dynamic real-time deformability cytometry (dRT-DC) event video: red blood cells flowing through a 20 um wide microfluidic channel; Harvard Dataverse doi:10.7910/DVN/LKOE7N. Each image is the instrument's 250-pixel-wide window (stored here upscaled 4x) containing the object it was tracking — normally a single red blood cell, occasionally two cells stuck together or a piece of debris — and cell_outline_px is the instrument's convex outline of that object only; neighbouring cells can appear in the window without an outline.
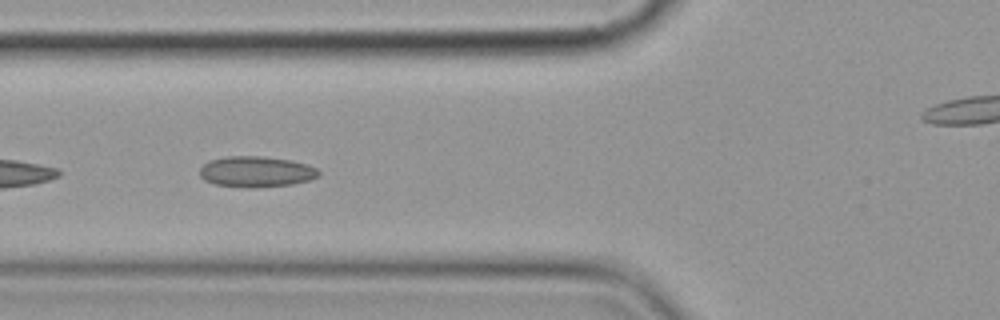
{"species": "common noctule bat (a hibernating species)", "species_latin": "Nyctalus noctula", "temperature_condition": "cold", "stored_images_in_passage": 10, "segment_of_instrument_passage": [1, 2], "camera_frame_rate_fps": 3000, "um_per_image_px": 0.085, "animal": {"sex": "female", "body_mass_g": 19.9}, "frame": {"image": 1, "passage_image": 6, "time_ms": 5.667, "image_size_px": [1000, 320], "cell_outline_px": [[320, 176], [308, 180], [292, 184], [216, 184], [204, 180], [200, 176], [200, 168], [208, 160], [228, 156], [264, 156], [292, 160], [308, 164], [316, 168], [320, 172]], "centroid_in_image_um": [21.8, 14.52], "position_along_channel_um": 104.0, "area_um2": 20.35}}
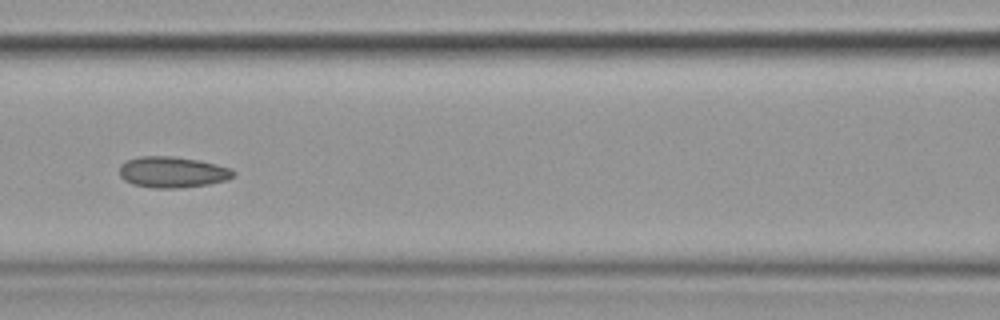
{"frame": {"image": 2, "passage_image": 7, "time_ms": 7.0, "image_size_px": [1000, 320], "cell_outline_px": [[236, 172], [228, 180], [208, 184], [180, 188], [156, 188], [132, 184], [124, 180], [120, 176], [120, 164], [128, 160], [140, 156], [172, 156], [200, 160], [232, 168]], "centroid_in_image_um": [14.67, 14.63], "position_along_channel_um": 151.9, "area_um2": 20.69}}
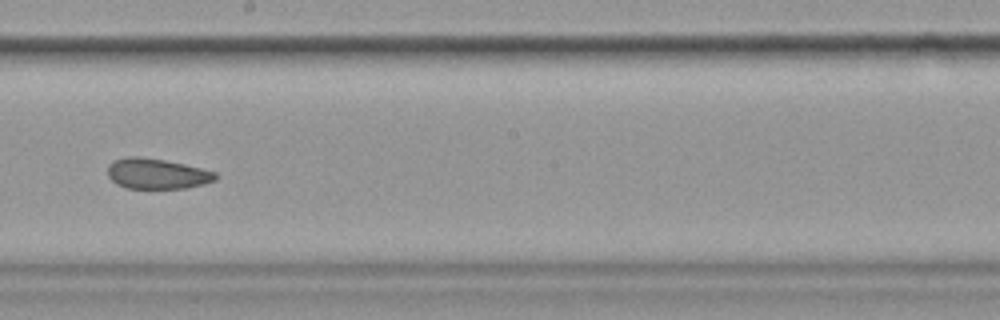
{"frame": {"image": 3, "passage_image": 9, "time_ms": 9.333, "image_size_px": [1000, 320], "cell_outline_px": [[216, 180], [204, 184], [184, 188], [124, 188], [116, 184], [108, 176], [108, 164], [112, 160], [128, 156], [140, 156], [164, 160], [184, 164], [216, 172]], "centroid_in_image_um": [13.29, 14.76], "position_along_channel_um": 234.9, "area_um2": 19.19}}